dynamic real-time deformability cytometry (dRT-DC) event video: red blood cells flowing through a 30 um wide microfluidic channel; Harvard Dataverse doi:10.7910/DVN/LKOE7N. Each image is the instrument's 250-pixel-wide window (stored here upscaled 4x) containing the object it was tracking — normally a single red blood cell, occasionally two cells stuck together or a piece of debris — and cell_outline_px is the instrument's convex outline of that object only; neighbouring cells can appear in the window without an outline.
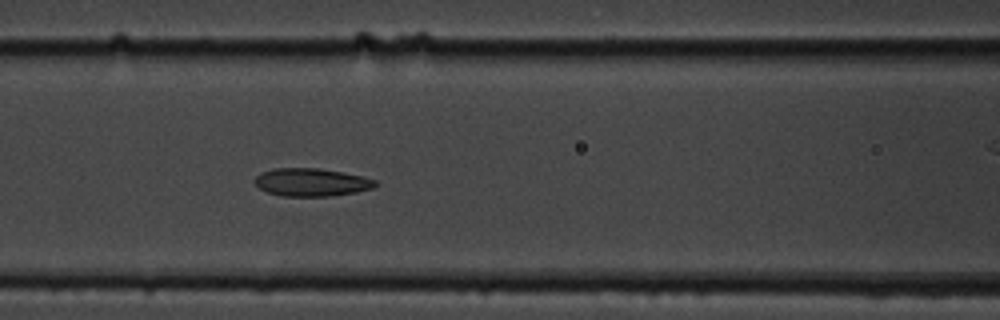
{"species": "common noctule bat (a hibernating species)", "species_latin": "Nyctalus noctula", "temperature_condition": "cold", "stored_images_in_passage": 7, "segment_of_instrument_passage": [1, 2], "camera_frame_rate_fps": 3000, "um_per_image_px": 0.085, "animal": {"sex": "male", "body_mass_g": 19.5, "forearm_length_mm": 54.6}, "frame": {"image": 1, "passage_image": 6, "time_ms": 5.667, "image_size_px": [1000, 320], "cell_outline_px": [[376, 184], [372, 188], [356, 192], [332, 196], [280, 196], [268, 192], [260, 188], [256, 184], [256, 176], [260, 172], [272, 168], [320, 168], [360, 176], [376, 180]], "centroid_in_image_um": [26.44, 15.49], "position_along_channel_um": 140.2, "area_um2": 19.48}}